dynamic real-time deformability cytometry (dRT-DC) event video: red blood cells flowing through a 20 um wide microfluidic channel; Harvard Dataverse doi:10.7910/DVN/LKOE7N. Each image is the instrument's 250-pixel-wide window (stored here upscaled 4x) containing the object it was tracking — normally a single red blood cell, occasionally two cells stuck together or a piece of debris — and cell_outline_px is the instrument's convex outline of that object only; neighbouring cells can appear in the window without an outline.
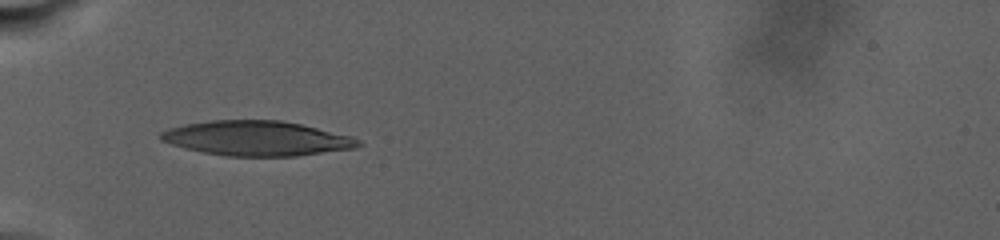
{"species": "human", "species_latin": "Homo sapiens", "temperature_condition": "warm", "stored_images_in_passage": 55, "camera_frame_rate_fps": 3000, "um_per_image_px": 0.085, "donor": {"sex": "male"}, "frame": {"image": 1, "passage_image": 1, "time_ms": 0.0, "image_size_px": [1000, 240], "cell_outline_px": [[364, 144], [356, 148], [296, 156], [224, 156], [204, 152], [172, 144], [160, 140], [156, 136], [160, 132], [168, 128], [184, 124], [212, 120], [280, 120], [300, 124], [352, 136], [360, 140]], "centroid_in_image_um": [21.83, 11.76], "position_along_channel_um": 63.2, "area_um2": 40.11}}
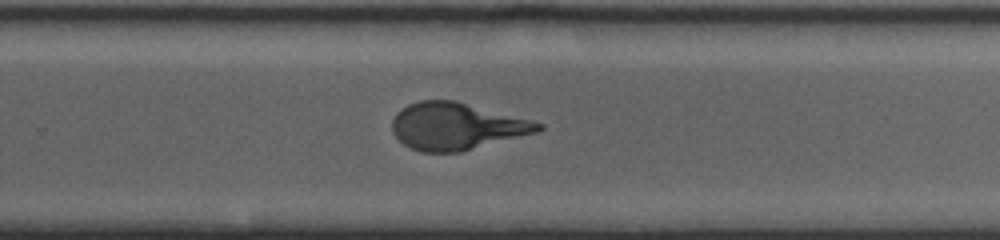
{"frame": {"image": 2, "passage_image": 30, "time_ms": 9.667, "image_size_px": [1000, 240], "cell_outline_px": [[544, 128], [536, 132], [460, 152], [420, 152], [404, 144], [392, 132], [392, 120], [396, 112], [408, 104], [420, 100], [456, 100], [532, 120], [544, 124]], "centroid_in_image_um": [38.78, 10.72], "position_along_channel_um": 291.0, "area_um2": 39.94}}
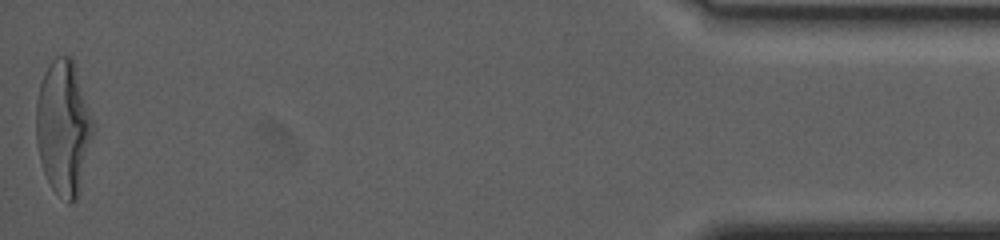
{"frame": {"image": 3, "passage_image": 55, "time_ms": 18.333, "image_size_px": [1000, 240], "cell_outline_px": [[92, 132], [80, 192], [76, 200], [72, 204], [68, 204], [52, 188], [44, 172], [40, 160], [36, 144], [36, 100], [40, 84], [44, 72], [52, 60], [56, 56], [72, 56], [76, 64], [92, 120]], "centroid_in_image_um": [5.37, 10.83], "position_along_channel_um": 429.8, "area_um2": 44.45}, "authors_computed_cell_mechanics": {"area_um2": 40.4022, "velocity_mm_per_s": 2.4747, "shape_relaxation_time_tau1_ms": 7.9405, "shape_relaxation_time_tau2_ms": 1.2706, "deformation_change_tau1": 0.3018, "deformation_change_tau2": 0.0921}}